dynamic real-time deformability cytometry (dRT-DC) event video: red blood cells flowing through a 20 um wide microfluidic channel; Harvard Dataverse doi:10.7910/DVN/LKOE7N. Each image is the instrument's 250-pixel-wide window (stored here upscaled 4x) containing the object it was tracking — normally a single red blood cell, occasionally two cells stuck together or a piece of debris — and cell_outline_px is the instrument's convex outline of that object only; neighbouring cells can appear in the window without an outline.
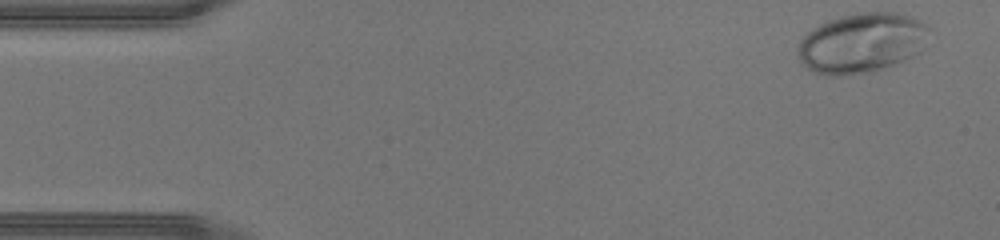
{"species": "human", "species_latin": "Homo sapiens", "temperature_condition": "warm", "stored_images_in_passage": 43, "camera_frame_rate_fps": 3000, "um_per_image_px": 0.085, "donor": {"sex": "male"}, "frame": {"image": 1, "passage_image": 1, "time_ms": 0.0, "image_size_px": [1000, 240], "cell_outline_px": [[928, 28], [924, 48], [912, 56], [892, 64], [880, 68], [864, 72], [836, 76], [832, 76], [816, 72], [808, 68], [800, 60], [796, 48], [800, 40], [812, 28], [828, 20], [840, 16], [856, 12], [896, 12], [908, 16], [924, 24]], "centroid_in_image_um": [73.2, 3.63], "position_along_channel_um": 11.8, "area_um2": 45.2}}
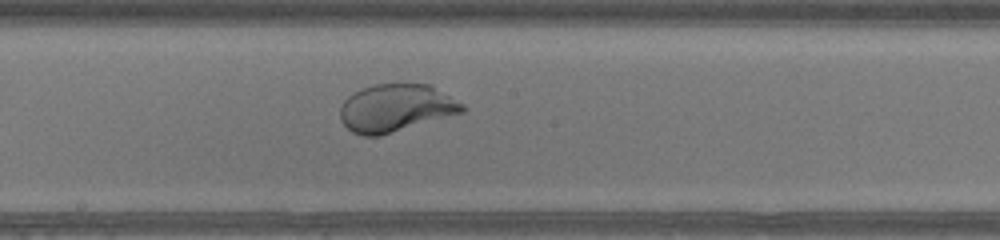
{"frame": {"image": 2, "passage_image": 22, "time_ms": 7.0, "image_size_px": [1000, 240], "cell_outline_px": [[464, 112], [380, 136], [364, 136], [352, 132], [340, 120], [340, 108], [344, 100], [348, 96], [364, 88], [376, 84], [432, 84], [464, 104]], "centroid_in_image_um": [33.66, 9.18], "position_along_channel_um": 214.5, "area_um2": 33.87}}
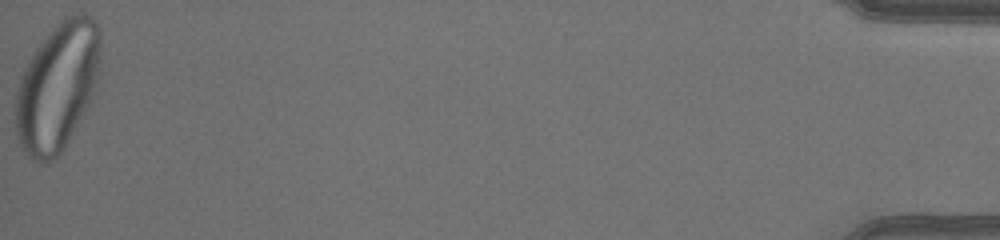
{"frame": {"image": 3, "passage_image": 43, "time_ms": 14.0, "image_size_px": [1000, 240], "cell_outline_px": [[100, 60], [96, 92], [64, 148], [52, 160], [40, 164], [32, 160], [24, 152], [20, 144], [16, 132], [16, 92], [20, 76], [24, 68], [36, 48], [52, 28], [60, 20], [68, 16], [80, 12], [84, 12], [92, 16], [96, 20], [100, 28]], "centroid_in_image_um": [4.91, 7.35], "position_along_channel_um": 430.3, "area_um2": 64.04}}